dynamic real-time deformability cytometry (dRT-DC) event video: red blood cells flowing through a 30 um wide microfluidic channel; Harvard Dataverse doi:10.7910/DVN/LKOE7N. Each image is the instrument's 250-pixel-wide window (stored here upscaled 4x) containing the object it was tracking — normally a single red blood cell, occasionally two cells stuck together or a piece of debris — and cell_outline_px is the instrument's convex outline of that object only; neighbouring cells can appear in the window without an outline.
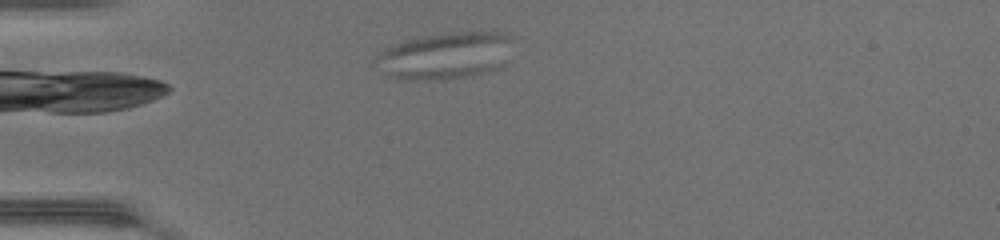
{"species": "common noctule bat (a hibernating species)", "species_latin": "Nyctalus noctula", "temperature_condition": "warm", "stored_images_in_passage": 37, "camera_frame_rate_fps": 3000, "um_per_image_px": 0.085, "animal": {"sex": "female", "body_mass_g": 17.0, "forearm_length_mm": 48.0}, "frame": {"image": 1, "passage_image": 1, "time_ms": 0.0, "image_size_px": [1000, 240], "cell_outline_px": [[508, 36], [496, 68], [484, 72], [468, 76], [448, 80], [400, 80], [388, 76], [380, 56], [384, 48], [400, 40], [452, 32], [500, 32]], "centroid_in_image_um": [37.71, 4.74], "position_along_channel_um": 47.3, "area_um2": 35.55}}
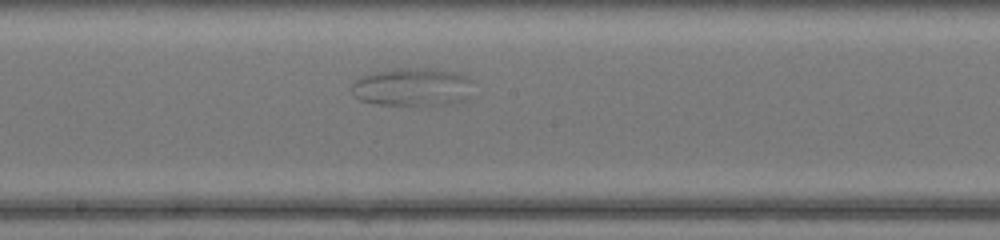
{"frame": {"image": 2, "passage_image": 15, "time_ms": 4.667, "image_size_px": [1000, 240], "cell_outline_px": [[472, 80], [464, 100], [448, 104], [420, 108], [380, 104], [360, 100], [356, 96], [352, 88], [352, 84], [356, 80], [364, 76], [376, 72], [392, 68], [424, 68], [452, 72], [468, 76]], "centroid_in_image_um": [35.05, 7.44], "position_along_channel_um": 213.1, "area_um2": 27.22}}
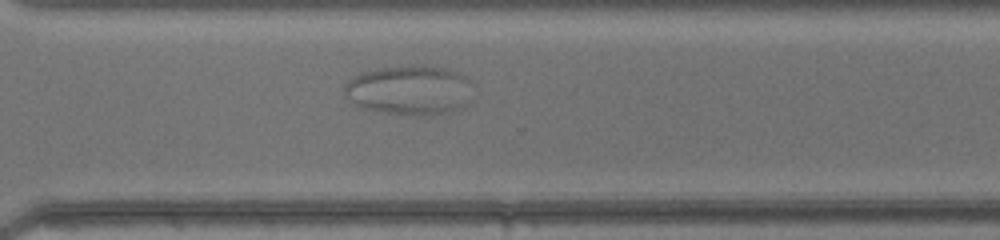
{"frame": {"image": 3, "passage_image": 24, "time_ms": 7.667, "image_size_px": [1000, 240], "cell_outline_px": [[468, 80], [464, 104], [452, 112], [424, 116], [412, 116], [380, 112], [364, 108], [352, 100], [344, 88], [360, 72], [376, 68], [424, 64], [444, 68], [456, 72], [464, 76]], "centroid_in_image_um": [34.78, 7.66], "position_along_channel_um": 335.8, "area_um2": 36.3}}